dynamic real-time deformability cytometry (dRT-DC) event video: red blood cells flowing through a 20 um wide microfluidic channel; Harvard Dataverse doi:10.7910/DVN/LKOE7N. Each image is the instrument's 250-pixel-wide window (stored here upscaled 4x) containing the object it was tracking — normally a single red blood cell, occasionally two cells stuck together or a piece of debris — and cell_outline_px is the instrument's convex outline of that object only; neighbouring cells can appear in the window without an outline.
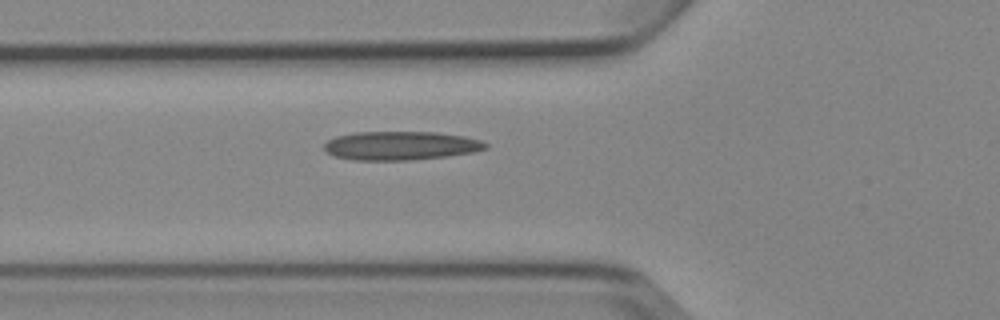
{"species": "Egyptian fruit bat (a non-hibernating species)", "species_latin": "Rousettus aegyptiacus", "temperature_condition": "cold", "stored_images_in_passage": 7, "camera_frame_rate_fps": 3000, "um_per_image_px": 0.085, "animal": {"sex": "female"}, "frame": {"image": 1, "passage_image": 7, "time_ms": 7.667, "image_size_px": [1000, 320], "cell_outline_px": [[488, 148], [472, 152], [448, 156], [408, 160], [356, 160], [336, 156], [328, 152], [324, 148], [324, 144], [328, 140], [336, 136], [356, 132], [436, 132], [464, 136], [480, 140], [488, 144]], "centroid_in_image_um": [34.08, 12.37], "position_along_channel_um": 91.7, "area_um2": 26.88}}